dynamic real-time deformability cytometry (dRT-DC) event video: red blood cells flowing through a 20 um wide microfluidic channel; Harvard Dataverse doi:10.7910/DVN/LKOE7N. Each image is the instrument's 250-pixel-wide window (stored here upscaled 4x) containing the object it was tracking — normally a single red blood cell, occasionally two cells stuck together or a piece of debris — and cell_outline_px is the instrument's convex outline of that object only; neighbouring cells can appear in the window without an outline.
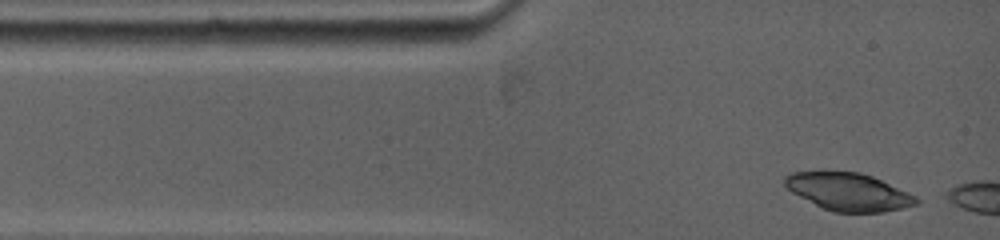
{"species": "common noctule bat (a hibernating species)", "species_latin": "Nyctalus noctula", "temperature_condition": "warm", "stored_images_in_passage": 2, "camera_frame_rate_fps": 5000, "um_per_image_px": 0.085, "animal": {"sex": "female", "body_mass_g": 19.0, "forearm_length_mm": 53.3}, "frame": {"image": 1, "passage_image": 1, "time_ms": 0.0, "image_size_px": [1000, 240], "cell_outline_px": [[920, 204], [884, 212], [832, 212], [792, 192], [784, 184], [784, 176], [792, 172], [824, 168], [860, 172], [872, 176], [908, 192], [916, 196], [920, 200]], "centroid_in_image_um": [72.1, 16.25], "position_along_channel_um": 12.9, "area_um2": 29.54}}